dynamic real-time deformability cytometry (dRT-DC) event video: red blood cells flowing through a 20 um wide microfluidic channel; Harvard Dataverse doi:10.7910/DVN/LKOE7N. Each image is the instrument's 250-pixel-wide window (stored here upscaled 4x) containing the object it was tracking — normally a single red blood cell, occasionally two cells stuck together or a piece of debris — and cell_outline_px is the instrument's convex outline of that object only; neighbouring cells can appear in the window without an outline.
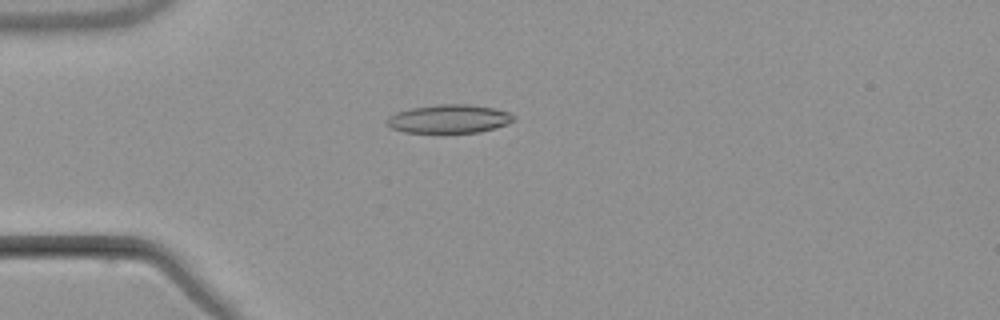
{"species": "common noctule bat (a hibernating species)", "species_latin": "Nyctalus noctula", "temperature_condition": "warm", "stored_images_in_passage": 4, "camera_frame_rate_fps": 3000, "um_per_image_px": 0.085, "animal": {"sex": "male", "body_mass_g": 21.5, "forearm_length_mm": 52.0}, "frame": {"image": 1, "passage_image": 3, "time_ms": 2.333, "image_size_px": [1000, 320], "cell_outline_px": [[516, 120], [508, 124], [480, 132], [404, 132], [392, 128], [384, 120], [388, 116], [396, 112], [412, 108], [440, 104], [464, 104], [492, 108], [508, 112], [516, 116]], "centroid_in_image_um": [38.18, 10.1], "position_along_channel_um": 46.8, "area_um2": 20.92}}
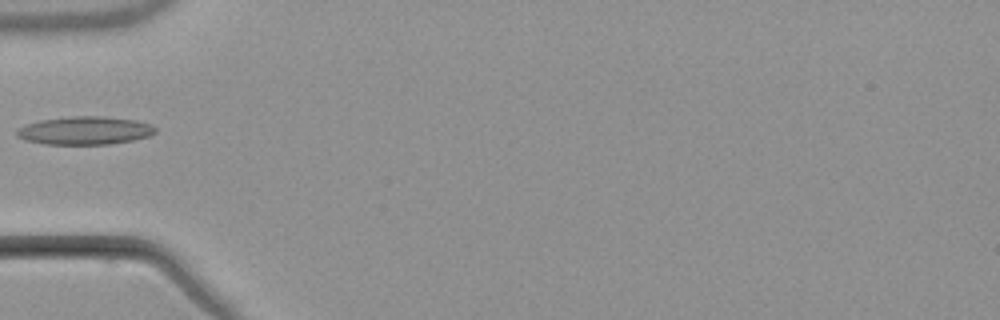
{"frame": {"image": 2, "passage_image": 4, "time_ms": 3.667, "image_size_px": [1000, 320], "cell_outline_px": [[156, 132], [148, 136], [132, 140], [108, 144], [44, 144], [24, 140], [16, 136], [16, 128], [24, 124], [40, 120], [72, 116], [104, 116], [136, 120], [152, 124], [156, 128]], "centroid_in_image_um": [7.17, 11.09], "position_along_channel_um": 77.8, "area_um2": 22.89}}